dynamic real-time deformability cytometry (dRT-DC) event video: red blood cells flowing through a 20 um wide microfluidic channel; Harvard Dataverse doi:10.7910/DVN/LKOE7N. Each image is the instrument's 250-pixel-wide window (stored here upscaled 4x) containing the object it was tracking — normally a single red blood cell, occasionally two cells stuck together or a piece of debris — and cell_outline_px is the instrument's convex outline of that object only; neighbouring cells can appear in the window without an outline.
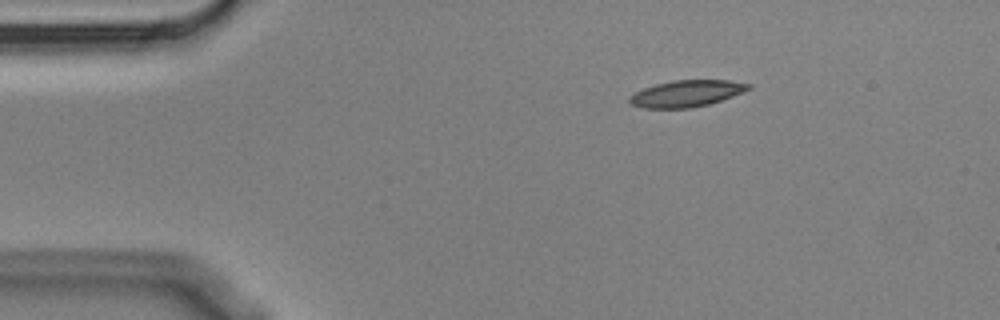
{"species": "Egyptian fruit bat (a non-hibernating species)", "species_latin": "Rousettus aegyptiacus", "temperature_condition": "cold", "stored_images_in_passage": 3, "camera_frame_rate_fps": 3000, "um_per_image_px": 0.085, "animal": {"sex": "male"}, "frame": {"image": 1, "passage_image": 1, "time_ms": 0.0, "image_size_px": [1000, 320], "cell_outline_px": [[752, 88], [732, 96], [708, 104], [688, 108], [644, 108], [628, 104], [628, 96], [644, 88], [656, 84], [672, 80], [728, 80], [752, 84]], "centroid_in_image_um": [58.32, 7.95], "position_along_channel_um": 26.7, "area_um2": 18.38}}
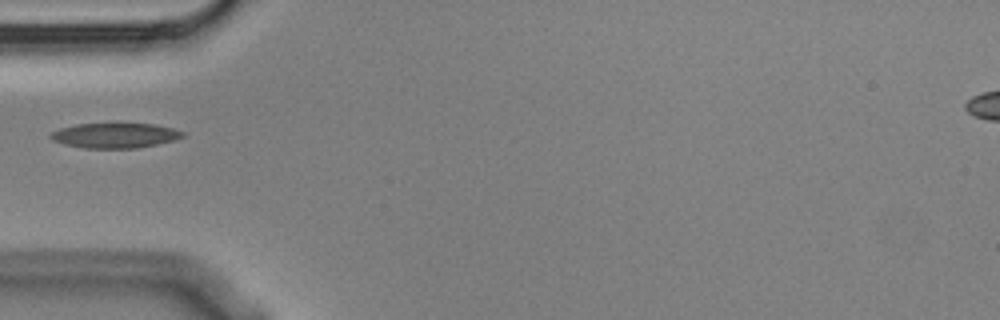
{"frame": {"image": 2, "passage_image": 3, "time_ms": 0.667, "image_size_px": [1000, 320], "cell_outline_px": [[184, 136], [172, 140], [156, 144], [136, 148], [84, 148], [64, 144], [52, 140], [48, 136], [52, 132], [60, 128], [76, 124], [116, 120], [156, 124], [172, 128], [184, 132]], "centroid_in_image_um": [9.74, 11.45], "position_along_channel_um": 75.3, "area_um2": 20.17}}